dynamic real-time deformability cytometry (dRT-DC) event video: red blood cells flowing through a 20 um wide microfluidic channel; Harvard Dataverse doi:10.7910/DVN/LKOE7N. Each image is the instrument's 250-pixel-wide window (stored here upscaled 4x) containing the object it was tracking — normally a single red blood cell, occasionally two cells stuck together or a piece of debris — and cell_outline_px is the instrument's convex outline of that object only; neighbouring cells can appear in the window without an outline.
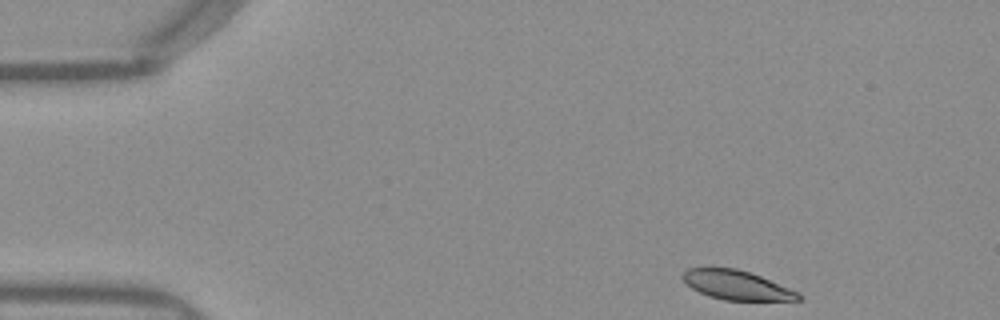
{"species": "Egyptian fruit bat (a non-hibernating species)", "species_latin": "Rousettus aegyptiacus", "temperature_condition": "warm", "stored_images_in_passage": 39, "camera_frame_rate_fps": 3000, "um_per_image_px": 0.085, "frame": {"image": 1, "passage_image": 1, "time_ms": 0.0, "image_size_px": [1000, 320], "cell_outline_px": [[804, 296], [800, 300], [724, 300], [708, 296], [692, 288], [680, 276], [688, 268], [708, 264], [712, 264], [736, 268], [760, 276], [800, 292]], "centroid_in_image_um": [62.56, 24.18], "position_along_channel_um": 22.4, "area_um2": 20.35}}
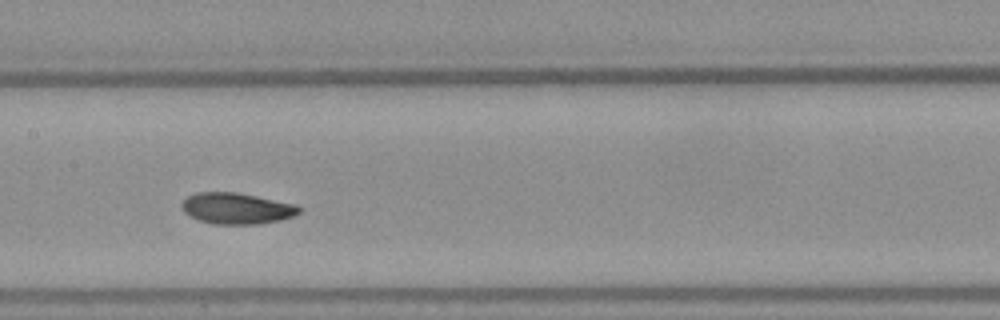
{"frame": {"image": 2, "passage_image": 20, "time_ms": 6.333, "image_size_px": [1000, 320], "cell_outline_px": [[300, 212], [292, 216], [280, 220], [260, 224], [212, 224], [188, 216], [184, 212], [180, 204], [188, 196], [196, 192], [236, 192], [296, 204], [300, 208]], "centroid_in_image_um": [20.09, 17.71], "position_along_channel_um": 187.3, "area_um2": 21.33}}
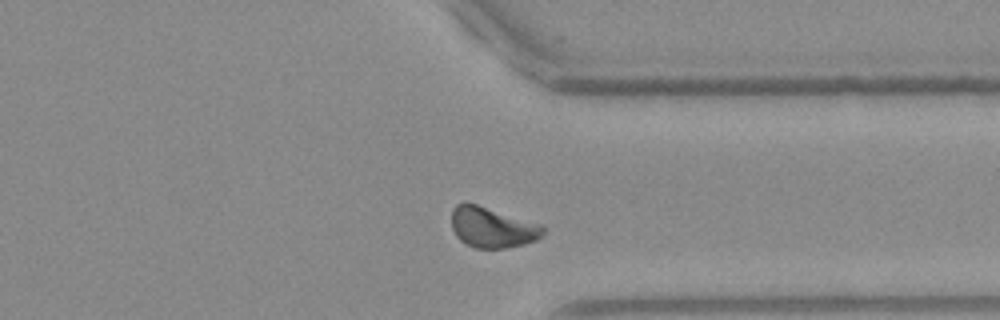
{"frame": {"image": 3, "passage_image": 34, "time_ms": 11.0, "image_size_px": [1000, 320], "cell_outline_px": [[544, 232], [536, 240], [524, 244], [504, 248], [476, 248], [460, 240], [456, 236], [452, 228], [452, 208], [456, 204], [464, 200], [540, 224], [544, 228]], "centroid_in_image_um": [41.8, 19.31], "position_along_channel_um": 369.6, "area_um2": 21.56}, "authors_computed_cell_mechanics": {"area_um2": 21.386, "velocity_mm_per_s": 3.9244, "shape_relaxation_time_tau1_ms": 2.3014, "shape_relaxation_time_tau2_ms": 1.7768, "deformation_change_tau1": 0.1154, "deformation_change_tau2": 0.0478}}